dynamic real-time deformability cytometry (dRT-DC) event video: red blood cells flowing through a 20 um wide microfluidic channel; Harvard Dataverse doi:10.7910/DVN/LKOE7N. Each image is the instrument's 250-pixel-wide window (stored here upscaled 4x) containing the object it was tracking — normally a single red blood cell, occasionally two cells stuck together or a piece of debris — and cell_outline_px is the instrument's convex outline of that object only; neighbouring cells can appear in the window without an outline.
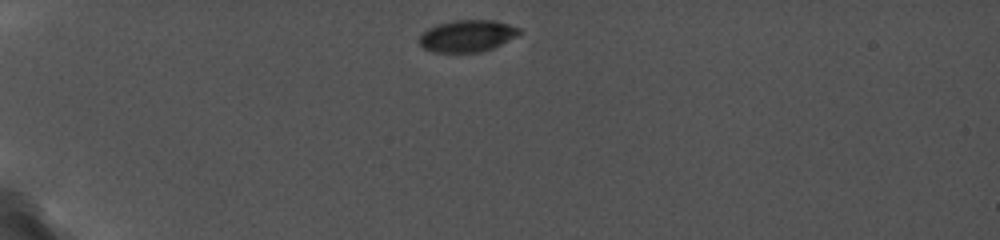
{"species": "common noctule bat (a hibernating species)", "species_latin": "Nyctalus noctula", "temperature_condition": "cold", "stored_images_in_passage": 25, "camera_frame_rate_fps": 5000, "um_per_image_px": 0.085, "animal": {"sex": "female", "body_mass_g": 19.0, "forearm_length_mm": 56.7}, "frame": {"image": 1, "passage_image": 1, "time_ms": 0.0, "image_size_px": [1000, 240], "cell_outline_px": [[524, 32], [492, 48], [480, 52], [436, 52], [424, 48], [420, 44], [420, 36], [428, 28], [436, 24], [456, 20], [496, 20], [520, 28]], "centroid_in_image_um": [39.74, 3.04], "position_along_channel_um": 45.3, "area_um2": 18.44}}
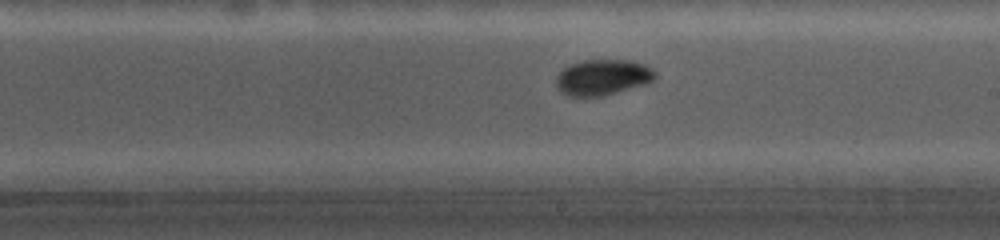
{"frame": {"image": 2, "passage_image": 14, "time_ms": 6.4, "image_size_px": [1000, 240], "cell_outline_px": [[656, 76], [652, 80], [644, 84], [604, 96], [568, 96], [560, 92], [556, 88], [556, 76], [568, 64], [584, 60], [628, 60], [644, 64], [652, 68], [656, 72]], "centroid_in_image_um": [51.19, 6.57], "position_along_channel_um": 237.8, "area_um2": 20.69}}
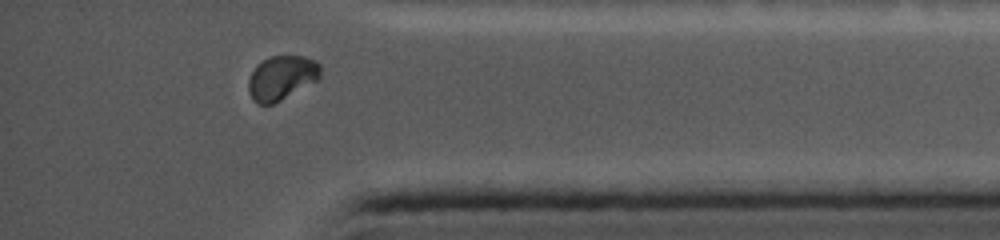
{"frame": {"image": 3, "passage_image": 23, "time_ms": 11.0, "image_size_px": [1000, 240], "cell_outline_px": [[320, 76], [316, 80], [280, 100], [272, 104], [260, 104], [252, 100], [248, 92], [248, 80], [256, 64], [272, 56], [304, 56], [316, 60], [320, 64]], "centroid_in_image_um": [23.91, 6.6], "position_along_channel_um": 411.3, "area_um2": 18.38}, "authors_computed_cell_mechanics": {"area_um2": 19.941, "velocity_mm_per_s": 3.7646, "shape_relaxation_time_tau1_ms": 3.0821, "shape_relaxation_time_tau2_ms": null, "deformation_change_tau1": 0.0826, "deformation_change_tau2": null}}